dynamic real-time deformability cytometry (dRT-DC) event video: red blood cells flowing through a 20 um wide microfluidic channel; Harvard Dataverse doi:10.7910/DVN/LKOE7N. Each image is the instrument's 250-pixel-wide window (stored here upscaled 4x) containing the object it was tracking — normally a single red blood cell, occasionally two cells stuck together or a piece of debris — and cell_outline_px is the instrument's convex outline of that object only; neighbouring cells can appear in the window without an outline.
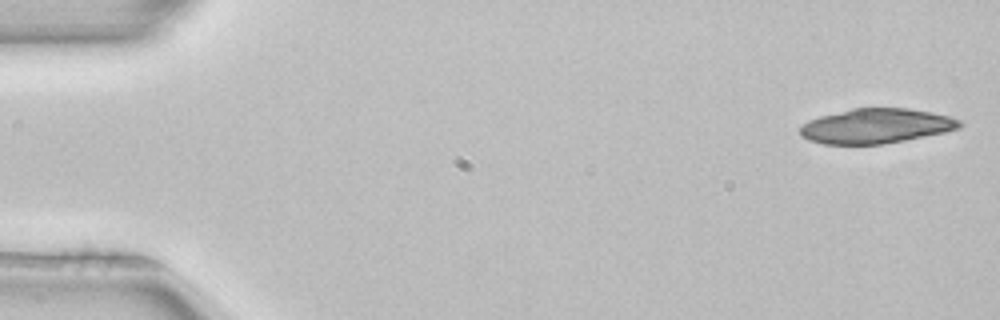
{"species": "common noctule bat (a hibernating species)", "species_latin": "Nyctalus noctula", "temperature_condition": "room temperature", "stored_images_in_passage": 51, "segment_of_instrument_passage": [1, 2], "camera_frame_rate_fps": 3000, "um_per_image_px": 0.085, "animal": {"sex": "female", "body_mass_g": 22.7, "forearm_length_mm": 54.2}, "frame": {"image": 1, "passage_image": 1, "time_ms": 0.0, "image_size_px": [1000, 320], "cell_outline_px": [[964, 124], [960, 128], [944, 132], [884, 144], [824, 144], [808, 140], [800, 136], [800, 124], [808, 120], [820, 116], [852, 108], [908, 108], [948, 116], [960, 120]], "centroid_in_image_um": [74.42, 10.71], "position_along_channel_um": 10.6, "area_um2": 32.31}}